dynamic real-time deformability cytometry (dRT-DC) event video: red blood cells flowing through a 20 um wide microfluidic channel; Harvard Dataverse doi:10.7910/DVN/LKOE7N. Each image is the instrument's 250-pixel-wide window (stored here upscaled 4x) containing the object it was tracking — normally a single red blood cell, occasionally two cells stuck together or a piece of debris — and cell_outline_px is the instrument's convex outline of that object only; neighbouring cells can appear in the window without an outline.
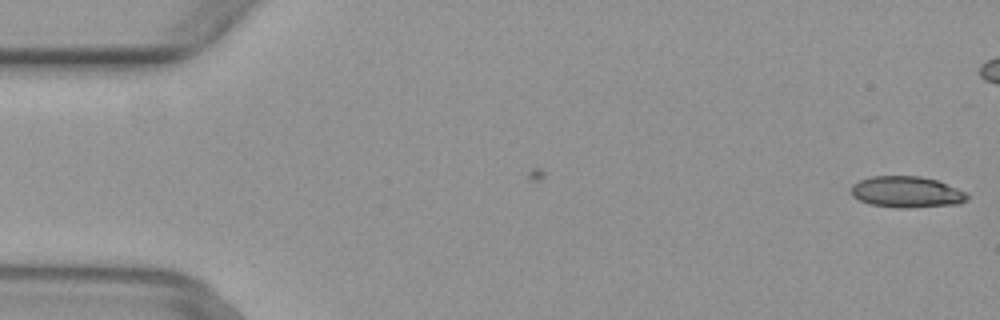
{"species": "common noctule bat (a hibernating species)", "species_latin": "Nyctalus noctula", "temperature_condition": "warm", "stored_images_in_passage": 4, "camera_frame_rate_fps": 3000, "um_per_image_px": 0.085, "animal": {"sex": "female", "body_mass_g": 29.2, "forearm_length_mm": 56.3}, "frame": {"image": 1, "passage_image": 4, "time_ms": 1.0, "image_size_px": [1000, 320], "cell_outline_px": [[968, 200], [960, 204], [912, 208], [896, 208], [872, 204], [860, 200], [852, 196], [852, 184], [860, 180], [872, 176], [920, 176], [936, 180], [968, 192]], "centroid_in_image_um": [77.11, 16.33], "position_along_channel_um": 7.9, "area_um2": 21.27}}